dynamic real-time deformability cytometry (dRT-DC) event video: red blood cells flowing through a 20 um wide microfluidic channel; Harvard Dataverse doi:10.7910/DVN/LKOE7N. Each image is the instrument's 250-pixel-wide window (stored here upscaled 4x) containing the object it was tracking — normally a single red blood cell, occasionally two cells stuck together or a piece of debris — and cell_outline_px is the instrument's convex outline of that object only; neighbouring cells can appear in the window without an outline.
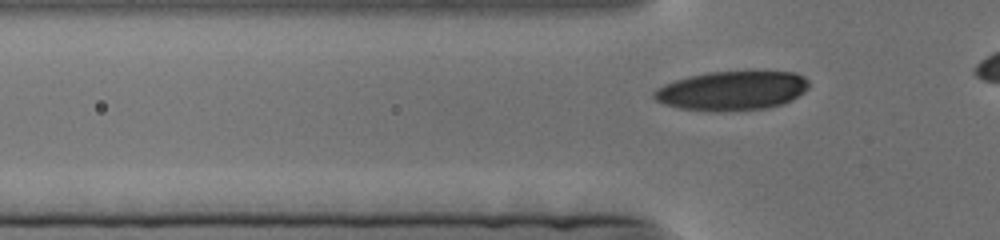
{"species": "human", "species_latin": "Homo sapiens", "temperature_condition": "cold", "stored_images_in_passage": 130, "camera_frame_rate_fps": 3000, "um_per_image_px": 0.085, "donor": {"sex": "female"}, "frame": {"image": 1, "passage_image": 30, "time_ms": 9.667, "image_size_px": [1000, 240], "cell_outline_px": [[808, 88], [804, 92], [792, 100], [768, 108], [716, 112], [680, 108], [664, 104], [656, 100], [652, 96], [652, 92], [656, 88], [664, 84], [688, 76], [708, 72], [796, 72], [804, 76], [808, 80]], "centroid_in_image_um": [62.2, 7.71], "position_along_channel_um": 63.6, "area_um2": 35.43}}
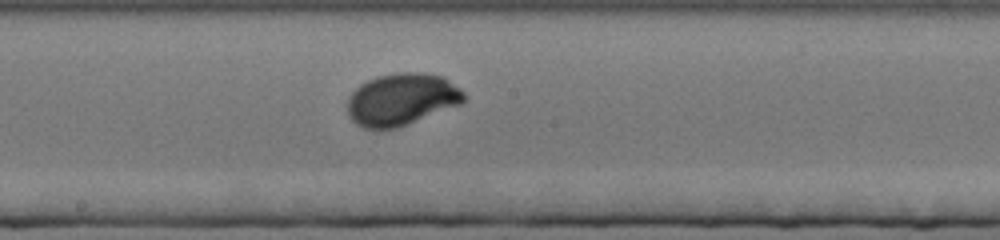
{"frame": {"image": 2, "passage_image": 70, "time_ms": 23.0, "image_size_px": [1000, 240], "cell_outline_px": [[464, 100], [460, 104], [400, 128], [380, 132], [364, 128], [356, 124], [348, 116], [348, 96], [360, 84], [376, 76], [400, 72], [424, 72], [444, 76], [460, 88], [464, 92]], "centroid_in_image_um": [34.11, 8.48], "position_along_channel_um": 214.1, "area_um2": 36.13}}
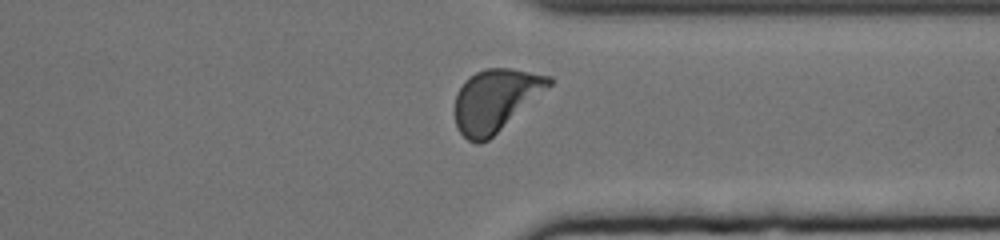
{"frame": {"image": 3, "passage_image": 111, "time_ms": 36.667, "image_size_px": [1000, 240], "cell_outline_px": [[552, 84], [488, 140], [480, 144], [476, 144], [468, 140], [460, 132], [456, 124], [456, 92], [464, 80], [476, 72], [484, 68], [508, 68], [552, 76]], "centroid_in_image_um": [42.09, 8.5], "position_along_channel_um": 369.3, "area_um2": 33.64}}